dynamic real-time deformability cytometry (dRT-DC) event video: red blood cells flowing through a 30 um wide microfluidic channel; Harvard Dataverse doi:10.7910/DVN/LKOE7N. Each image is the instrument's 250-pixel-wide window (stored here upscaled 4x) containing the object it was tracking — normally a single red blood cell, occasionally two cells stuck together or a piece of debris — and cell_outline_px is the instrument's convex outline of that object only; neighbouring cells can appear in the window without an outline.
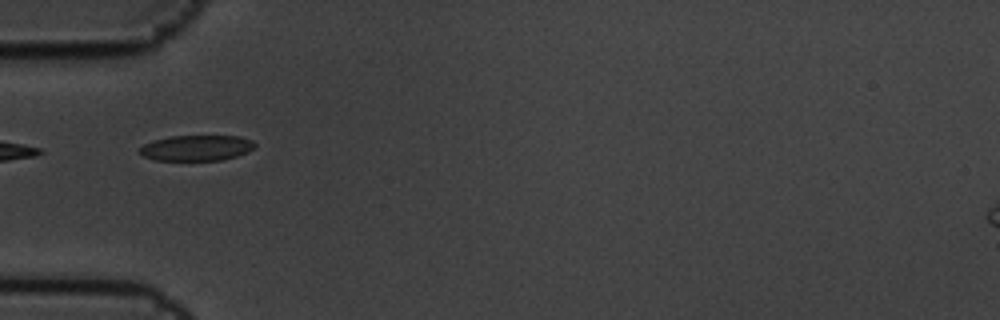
{"species": "common noctule bat (a hibernating species)", "species_latin": "Nyctalus noctula", "temperature_condition": "cold", "stored_images_in_passage": 6, "camera_frame_rate_fps": 3000, "um_per_image_px": 0.085, "animal": {"sex": "male", "body_mass_g": 19.5, "forearm_length_mm": 54.6}, "frame": {"image": 1, "passage_image": 3, "time_ms": 0.667, "image_size_px": [1000, 320], "cell_outline_px": [[256, 144], [248, 152], [236, 156], [220, 160], [156, 160], [144, 156], [140, 152], [140, 148], [144, 144], [152, 140], [168, 136], [240, 136], [252, 140]], "centroid_in_image_um": [16.7, 12.56], "position_along_channel_um": 68.3, "area_um2": 17.11}}
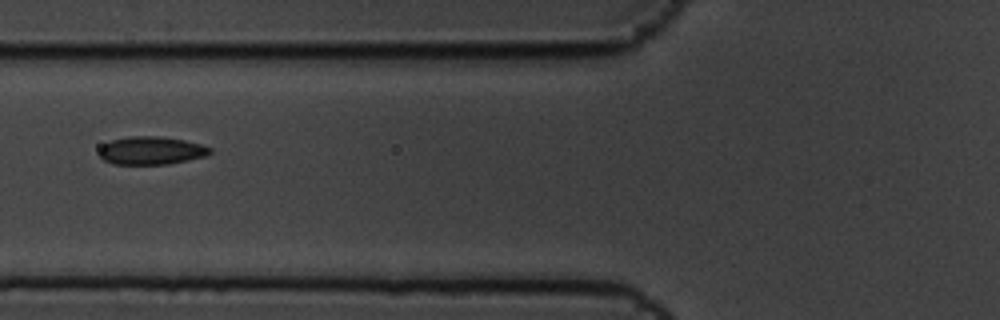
{"frame": {"image": 2, "passage_image": 4, "time_ms": 1.0, "image_size_px": [1000, 320], "cell_outline_px": [[212, 152], [208, 156], [168, 164], [112, 164], [104, 160], [100, 156], [100, 148], [104, 144], [112, 140], [128, 136], [160, 136], [184, 140], [200, 144], [212, 148]], "centroid_in_image_um": [12.88, 12.8], "position_along_channel_um": 112.9, "area_um2": 18.15}}
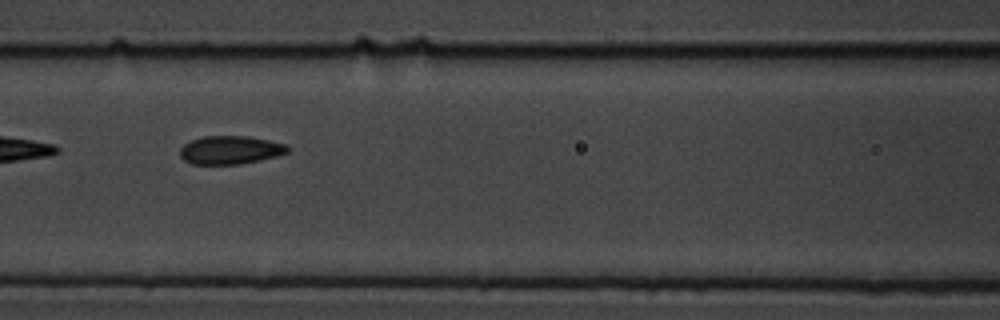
{"frame": {"image": 3, "passage_image": 5, "time_ms": 1.333, "image_size_px": [1000, 320], "cell_outline_px": [[292, 148], [288, 152], [276, 156], [260, 160], [240, 164], [192, 164], [184, 160], [180, 156], [180, 148], [184, 144], [192, 140], [204, 136], [248, 136], [288, 144]], "centroid_in_image_um": [19.6, 12.75], "position_along_channel_um": 147.0, "area_um2": 17.86}}